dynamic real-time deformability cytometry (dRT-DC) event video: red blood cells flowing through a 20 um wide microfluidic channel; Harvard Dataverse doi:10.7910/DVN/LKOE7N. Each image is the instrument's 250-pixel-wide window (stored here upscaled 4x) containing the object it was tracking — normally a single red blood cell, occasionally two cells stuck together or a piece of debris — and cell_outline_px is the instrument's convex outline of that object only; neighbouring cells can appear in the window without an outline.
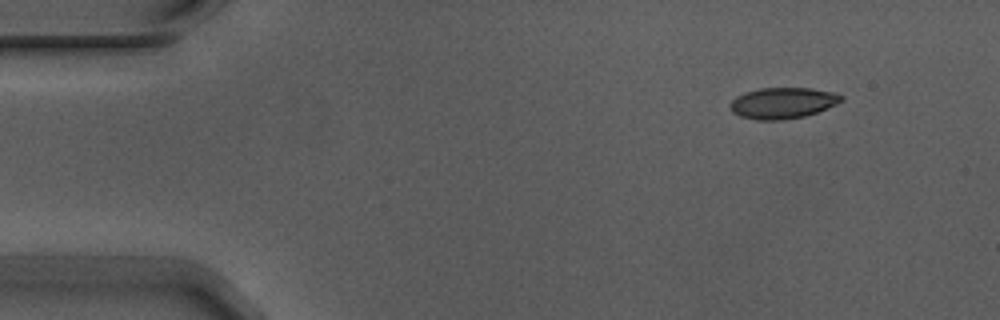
{"species": "Egyptian fruit bat (a non-hibernating species)", "species_latin": "Rousettus aegyptiacus", "temperature_condition": "warm", "stored_images_in_passage": 8, "camera_frame_rate_fps": 3000, "um_per_image_px": 0.085, "animal": {"sex": "male"}, "frame": {"image": 1, "passage_image": 1, "time_ms": 0.0, "image_size_px": [1000, 320], "cell_outline_px": [[844, 100], [836, 104], [816, 112], [804, 116], [784, 120], [756, 120], [740, 116], [732, 112], [728, 104], [736, 96], [744, 92], [760, 88], [812, 88], [836, 92], [844, 96]], "centroid_in_image_um": [66.52, 8.75], "position_along_channel_um": 18.5, "area_um2": 20.35}}
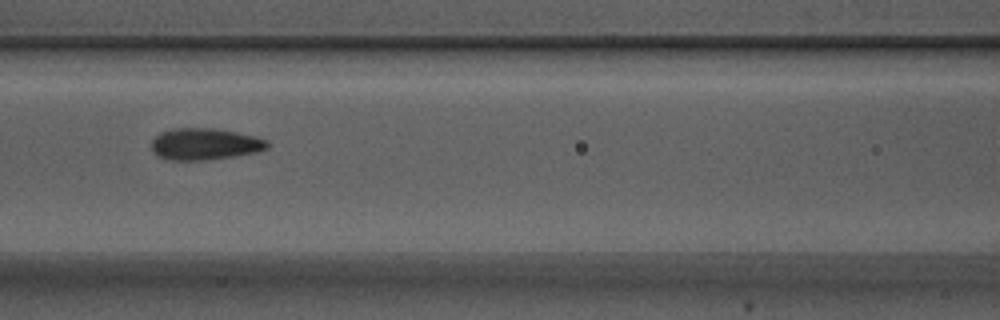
{"frame": {"image": 2, "passage_image": 6, "time_ms": 1.667, "image_size_px": [1000, 320], "cell_outline_px": [[268, 148], [256, 152], [232, 156], [200, 160], [168, 160], [156, 156], [152, 152], [152, 140], [160, 132], [172, 128], [212, 128], [236, 132], [268, 140]], "centroid_in_image_um": [17.35, 12.24], "position_along_channel_um": 149.2, "area_um2": 21.27}}
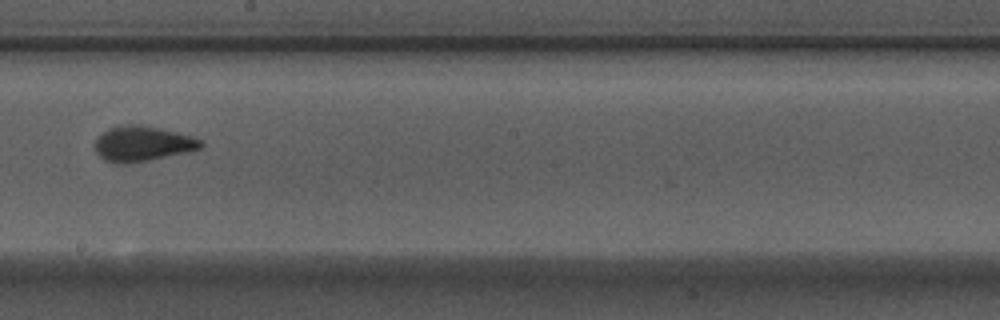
{"frame": {"image": 3, "passage_image": 8, "time_ms": 2.333, "image_size_px": [1000, 320], "cell_outline_px": [[204, 144], [200, 148], [188, 152], [128, 164], [116, 164], [104, 160], [96, 152], [96, 140], [108, 128], [120, 124], [140, 124], [160, 128], [192, 136], [204, 140]], "centroid_in_image_um": [12.13, 12.21], "position_along_channel_um": 236.1, "area_um2": 21.85}}